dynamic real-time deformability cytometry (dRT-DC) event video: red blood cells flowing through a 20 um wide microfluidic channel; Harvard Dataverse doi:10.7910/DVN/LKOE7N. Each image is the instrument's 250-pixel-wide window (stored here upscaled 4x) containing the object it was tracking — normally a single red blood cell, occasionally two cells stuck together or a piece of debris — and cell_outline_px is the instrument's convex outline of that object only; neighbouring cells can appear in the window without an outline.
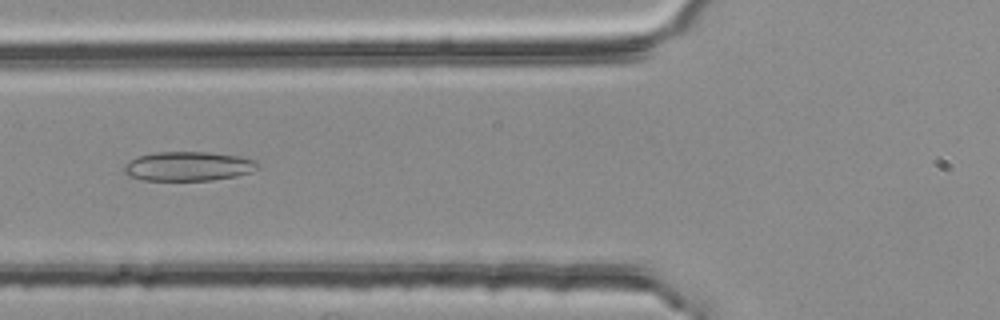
{"species": "common noctule bat (a hibernating species)", "species_latin": "Nyctalus noctula", "temperature_condition": "room temperature", "stored_images_in_passage": 32, "camera_frame_rate_fps": 3000, "um_per_image_px": 0.085, "animal": {"sex": "female", "body_mass_g": 25.1}, "frame": {"image": 1, "passage_image": 6, "time_ms": 1.667, "image_size_px": [1000, 320], "cell_outline_px": [[260, 164], [256, 168], [248, 172], [236, 176], [212, 180], [144, 180], [132, 176], [124, 172], [124, 168], [136, 156], [152, 152], [208, 152], [240, 156], [256, 160]], "centroid_in_image_um": [16.03, 14.12], "position_along_channel_um": 109.8, "area_um2": 22.6}}
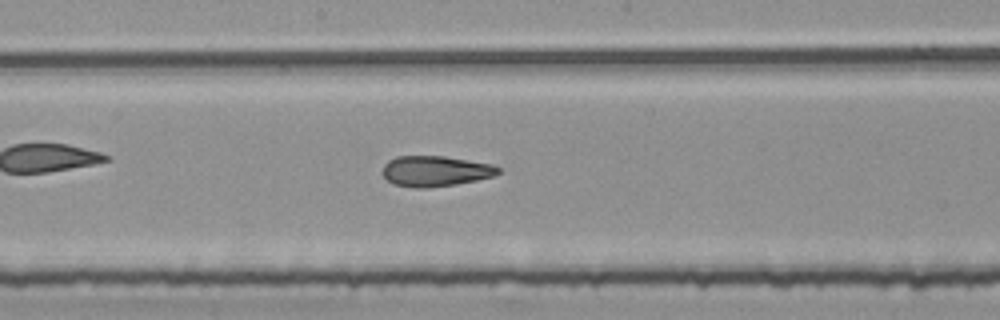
{"frame": {"image": 2, "passage_image": 14, "time_ms": 4.333, "image_size_px": [1000, 320], "cell_outline_px": [[500, 172], [492, 176], [476, 180], [456, 184], [428, 188], [416, 188], [392, 184], [380, 172], [384, 164], [388, 160], [396, 156], [444, 156], [496, 164], [500, 168]], "centroid_in_image_um": [36.99, 14.54], "position_along_channel_um": 211.2, "area_um2": 20.87}}
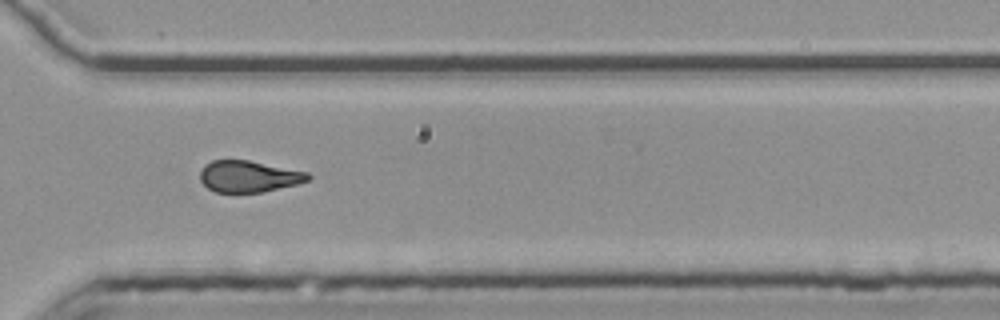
{"frame": {"image": 3, "passage_image": 25, "time_ms": 8.0, "image_size_px": [1000, 320], "cell_outline_px": [[312, 176], [308, 180], [296, 184], [264, 192], [216, 192], [208, 188], [200, 180], [200, 172], [204, 164], [212, 160], [248, 160], [308, 172]], "centroid_in_image_um": [21.13, 14.99], "position_along_channel_um": 349.5, "area_um2": 19.77}, "authors_computed_cell_mechanics": {"area_um2": 20.7502, "velocity_mm_per_s": 3.783, "shape_relaxation_time_tau1_ms": null, "shape_relaxation_time_tau2_ms": 2.2196, "deformation_change_tau1": null, "deformation_change_tau2": 0.1138}}